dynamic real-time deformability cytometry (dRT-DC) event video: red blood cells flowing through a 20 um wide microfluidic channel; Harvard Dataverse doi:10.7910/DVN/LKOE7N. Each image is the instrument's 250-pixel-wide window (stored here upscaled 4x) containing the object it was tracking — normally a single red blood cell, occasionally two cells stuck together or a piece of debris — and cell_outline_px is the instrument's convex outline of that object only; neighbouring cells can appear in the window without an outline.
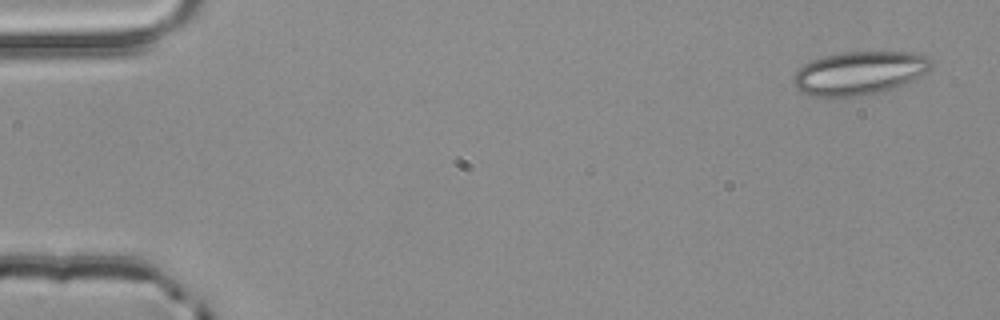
{"species": "common noctule bat (a hibernating species)", "species_latin": "Nyctalus noctula", "temperature_condition": "room temperature", "stored_images_in_passage": 3, "camera_frame_rate_fps": 3000, "um_per_image_px": 0.085, "animal": {"sex": "male", "body_mass_g": 20.4}, "frame": {"image": 1, "passage_image": 1, "time_ms": 0.0, "image_size_px": [1000, 320], "cell_outline_px": [[932, 64], [924, 72], [904, 84], [876, 92], [860, 96], [812, 96], [800, 92], [792, 84], [792, 76], [804, 64], [812, 60], [824, 56], [844, 52], [920, 52]], "centroid_in_image_um": [72.96, 6.2], "position_along_channel_um": 12.0, "area_um2": 34.33}}